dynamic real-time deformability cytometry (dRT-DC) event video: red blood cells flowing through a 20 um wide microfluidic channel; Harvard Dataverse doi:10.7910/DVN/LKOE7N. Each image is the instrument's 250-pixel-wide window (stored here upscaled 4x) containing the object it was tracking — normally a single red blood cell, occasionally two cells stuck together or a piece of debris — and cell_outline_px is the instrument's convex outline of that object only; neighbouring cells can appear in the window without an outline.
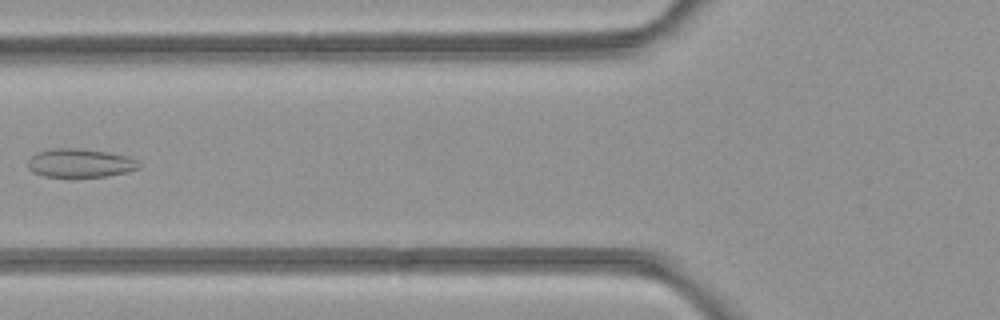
{"species": "common noctule bat (a hibernating species)", "species_latin": "Nyctalus noctula", "temperature_condition": "room temperature", "stored_images_in_passage": 3, "camera_frame_rate_fps": 3000, "um_per_image_px": 0.085, "animal": {"sex": "female", "body_mass_g": 21.9}, "frame": {"image": 1, "passage_image": 3, "time_ms": 2.333, "image_size_px": [1000, 320], "cell_outline_px": [[144, 164], [140, 168], [128, 172], [108, 176], [44, 176], [32, 172], [28, 168], [28, 160], [36, 152], [52, 148], [76, 148], [108, 152], [128, 156]], "centroid_in_image_um": [6.84, 13.85], "position_along_channel_um": 119.0, "area_um2": 18.61}}